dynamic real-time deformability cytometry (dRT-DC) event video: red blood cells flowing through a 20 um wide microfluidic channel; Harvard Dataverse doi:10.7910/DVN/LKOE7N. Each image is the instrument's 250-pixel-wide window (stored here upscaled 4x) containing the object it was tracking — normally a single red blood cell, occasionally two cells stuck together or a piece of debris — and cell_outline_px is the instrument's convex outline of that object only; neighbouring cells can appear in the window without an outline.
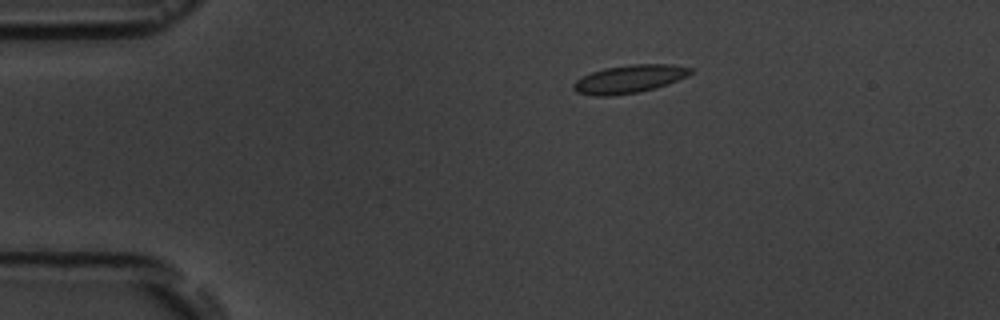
{"species": "common noctule bat (a hibernating species)", "species_latin": "Nyctalus noctula", "temperature_condition": "room temperature", "stored_images_in_passage": 4, "camera_frame_rate_fps": 3000, "um_per_image_px": 0.085, "animal": {"sex": "male", "body_mass_g": 19.5, "forearm_length_mm": 54.6}, "frame": {"image": 1, "passage_image": 2, "time_ms": 1.333, "image_size_px": [1000, 320], "cell_outline_px": [[692, 72], [688, 76], [668, 84], [656, 88], [640, 92], [612, 96], [592, 96], [576, 92], [572, 88], [572, 84], [576, 80], [592, 72], [604, 68], [632, 64], [672, 64], [692, 68]], "centroid_in_image_um": [53.49, 6.72], "position_along_channel_um": 31.5, "area_um2": 19.31}}